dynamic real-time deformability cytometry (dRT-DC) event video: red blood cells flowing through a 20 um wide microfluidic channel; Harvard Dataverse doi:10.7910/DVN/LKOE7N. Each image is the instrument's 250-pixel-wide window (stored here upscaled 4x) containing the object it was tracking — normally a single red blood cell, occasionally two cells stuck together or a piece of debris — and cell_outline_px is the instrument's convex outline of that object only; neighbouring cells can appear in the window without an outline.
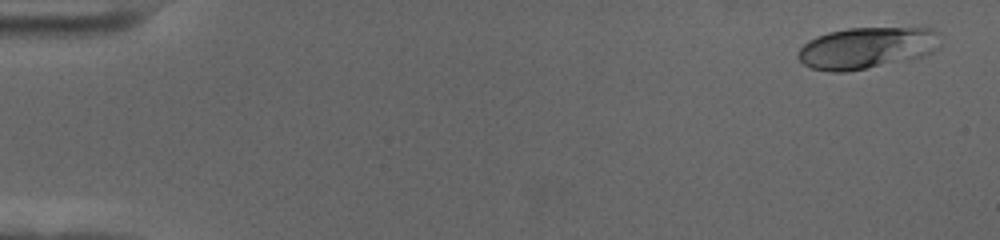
{"species": "human", "species_latin": "Homo sapiens", "temperature_condition": "cold", "stored_images_in_passage": 58, "camera_frame_rate_fps": 3000, "um_per_image_px": 0.085, "donor": {"sex": "female"}, "frame": {"image": 1, "passage_image": 3, "time_ms": 0.667, "image_size_px": [1000, 240], "cell_outline_px": [[940, 48], [924, 56], [844, 72], [832, 72], [812, 68], [804, 64], [796, 56], [800, 48], [808, 40], [816, 36], [828, 32], [848, 28], [932, 28], [940, 32]], "centroid_in_image_um": [73.69, 4.05], "position_along_channel_um": 11.3, "area_um2": 34.39}}
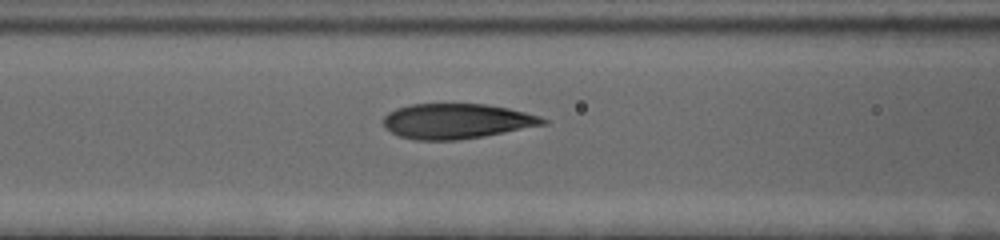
{"frame": {"image": 2, "passage_image": 25, "time_ms": 8.0, "image_size_px": [1000, 240], "cell_outline_px": [[548, 124], [484, 136], [456, 140], [416, 140], [400, 136], [384, 128], [384, 116], [388, 112], [396, 108], [412, 104], [484, 104], [508, 108], [540, 116], [548, 120]], "centroid_in_image_um": [38.82, 10.3], "position_along_channel_um": 127.8, "area_um2": 32.6}}
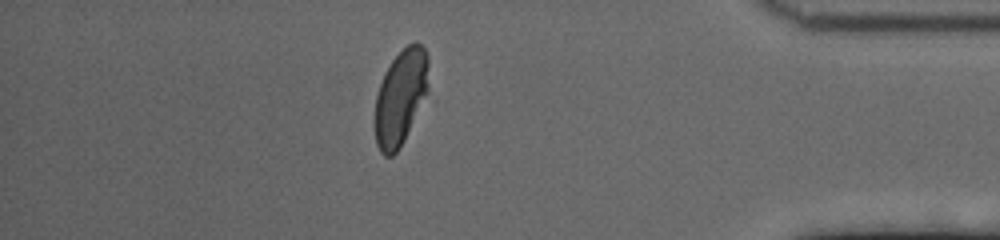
{"frame": {"image": 3, "passage_image": 51, "time_ms": 16.667, "image_size_px": [1000, 240], "cell_outline_px": [[428, 92], [400, 148], [392, 156], [384, 156], [380, 152], [376, 144], [376, 96], [384, 72], [392, 60], [408, 44], [420, 44], [424, 48], [428, 56]], "centroid_in_image_um": [34.06, 8.28], "position_along_channel_um": 401.1, "area_um2": 29.48}, "authors_computed_cell_mechanics": {"area_um2": 33.1483, "velocity_mm_per_s": 3.5336, "shape_relaxation_time_tau1_ms": 4.3139, "shape_relaxation_time_tau2_ms": 0.8612, "deformation_change_tau1": 0.1907, "deformation_change_tau2": 0.0715}}